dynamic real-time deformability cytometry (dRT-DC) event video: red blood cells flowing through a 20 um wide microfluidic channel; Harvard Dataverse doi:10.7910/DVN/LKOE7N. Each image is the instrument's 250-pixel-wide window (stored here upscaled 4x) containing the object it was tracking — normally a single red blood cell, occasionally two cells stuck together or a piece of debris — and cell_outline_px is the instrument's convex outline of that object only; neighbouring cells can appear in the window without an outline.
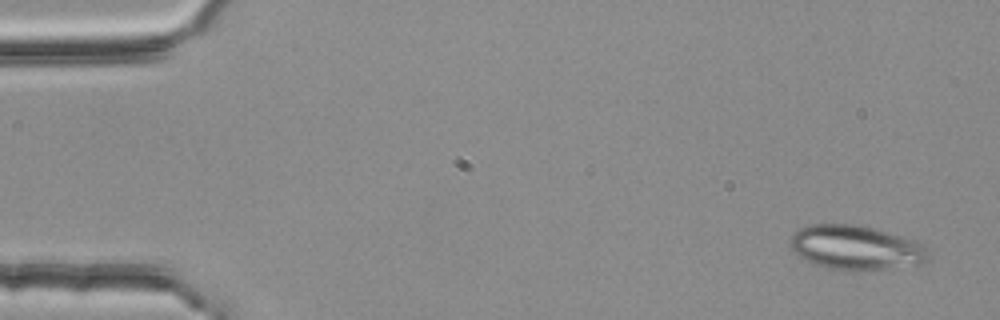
{"species": "common noctule bat (a hibernating species)", "species_latin": "Nyctalus noctula", "temperature_condition": "room temperature", "stored_images_in_passage": 6, "camera_frame_rate_fps": 3000, "um_per_image_px": 0.085, "animal": {"sex": "female", "body_mass_g": 25.1}, "frame": {"image": 1, "passage_image": 1, "time_ms": 0.0, "image_size_px": [1000, 320], "cell_outline_px": [[928, 256], [920, 264], [884, 268], [824, 268], [812, 264], [804, 260], [792, 248], [788, 240], [792, 232], [800, 228], [812, 224], [856, 224], [876, 228], [916, 240], [928, 248]], "centroid_in_image_um": [72.71, 21.0], "position_along_channel_um": 12.3, "area_um2": 35.32}}
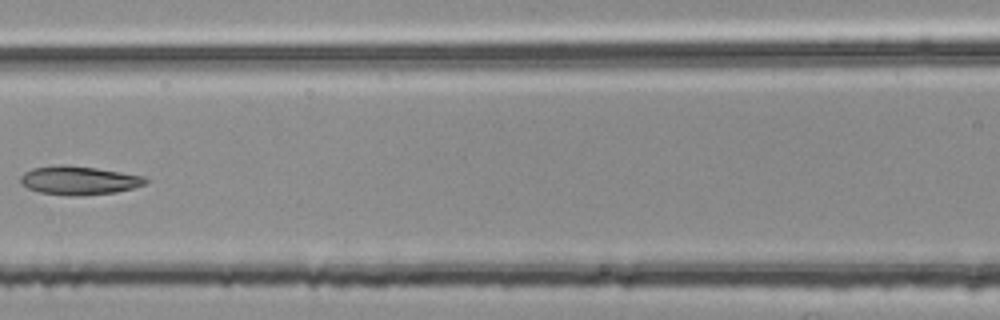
{"frame": {"image": 2, "passage_image": 6, "time_ms": 1.667, "image_size_px": [1000, 320], "cell_outline_px": [[148, 180], [144, 184], [132, 188], [116, 192], [76, 196], [68, 196], [40, 192], [28, 188], [20, 180], [20, 176], [24, 172], [32, 168], [60, 164], [96, 168], [144, 176]], "centroid_in_image_um": [6.69, 15.33], "position_along_channel_um": 159.9, "area_um2": 20.69}}